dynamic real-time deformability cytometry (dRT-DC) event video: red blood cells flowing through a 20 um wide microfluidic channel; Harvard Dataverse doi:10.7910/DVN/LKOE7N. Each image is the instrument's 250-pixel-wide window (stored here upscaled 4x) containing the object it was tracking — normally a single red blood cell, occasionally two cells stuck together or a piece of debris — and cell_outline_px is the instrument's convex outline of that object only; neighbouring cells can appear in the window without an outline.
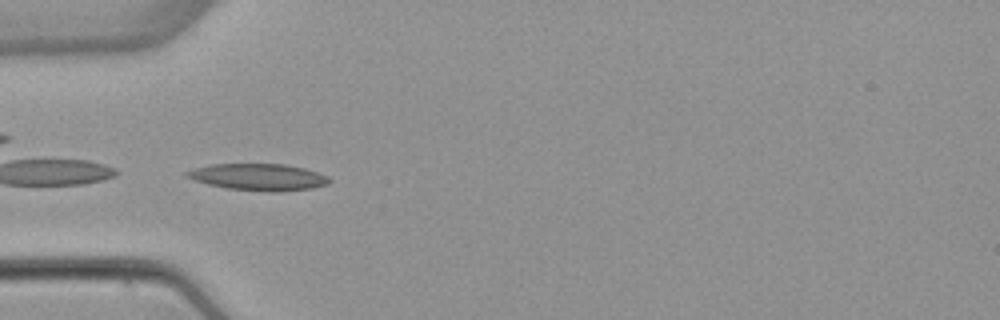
{"species": "common noctule bat (a hibernating species)", "species_latin": "Nyctalus noctula", "temperature_condition": "warm", "stored_images_in_passage": 6, "camera_frame_rate_fps": 3000, "um_per_image_px": 0.085, "animal": {"sex": "female", "body_mass_g": 22.7, "forearm_length_mm": 54.2}, "frame": {"image": 1, "passage_image": 4, "time_ms": 4.333, "image_size_px": [1000, 320], "cell_outline_px": [[332, 180], [328, 184], [312, 188], [276, 192], [268, 192], [228, 188], [208, 184], [184, 176], [184, 172], [196, 168], [212, 164], [284, 164], [304, 168], [328, 176]], "centroid_in_image_um": [21.99, 15.05], "position_along_channel_um": 63.0, "area_um2": 22.08}}
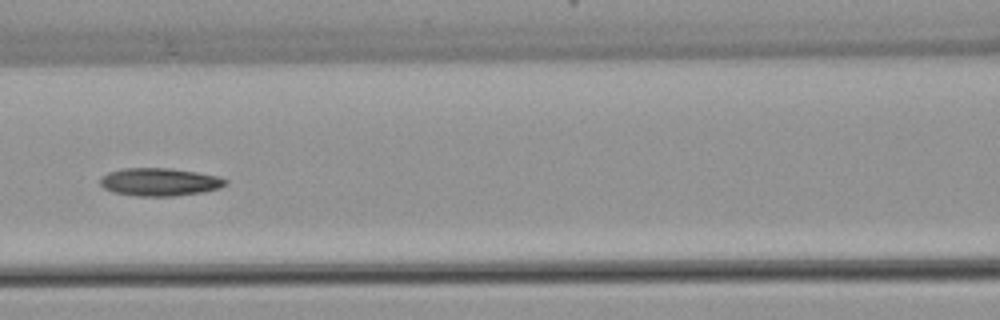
{"frame": {"image": 2, "passage_image": 6, "time_ms": 6.667, "image_size_px": [1000, 320], "cell_outline_px": [[228, 184], [220, 188], [204, 192], [172, 196], [136, 196], [112, 192], [104, 188], [100, 184], [100, 176], [108, 172], [124, 168], [172, 168], [220, 176], [228, 180]], "centroid_in_image_um": [13.58, 15.46], "position_along_channel_um": 153.0, "area_um2": 20.63}}